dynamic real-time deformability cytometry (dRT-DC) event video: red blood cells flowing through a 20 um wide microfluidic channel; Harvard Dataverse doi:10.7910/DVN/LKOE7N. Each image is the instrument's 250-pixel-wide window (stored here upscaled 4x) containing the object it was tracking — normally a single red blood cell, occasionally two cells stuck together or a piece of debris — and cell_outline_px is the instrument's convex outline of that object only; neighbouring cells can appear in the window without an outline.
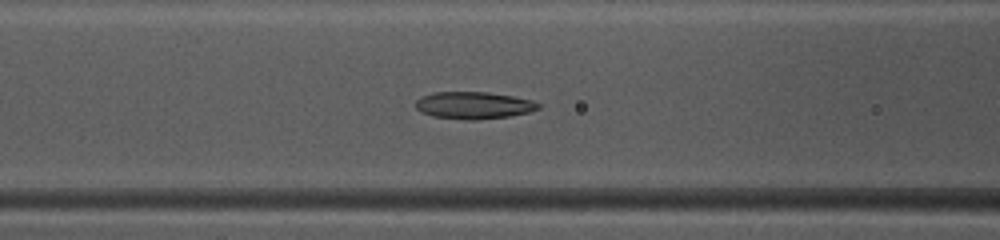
{"species": "common noctule bat (a hibernating species)", "species_latin": "Nyctalus noctula", "temperature_condition": "warm", "stored_images_in_passage": 38, "camera_frame_rate_fps": 3000, "um_per_image_px": 0.085, "animal": {"sex": "female", "body_mass_g": 10.0, "forearm_length_mm": 53.1}, "frame": {"image": 1, "passage_image": 11, "time_ms": 3.333, "image_size_px": [1000, 240], "cell_outline_px": [[540, 108], [528, 112], [508, 116], [476, 120], [468, 120], [432, 116], [420, 112], [416, 108], [416, 100], [420, 96], [432, 92], [488, 92], [512, 96], [532, 100], [540, 104]], "centroid_in_image_um": [40.22, 8.95], "position_along_channel_um": 126.4, "area_um2": 19.42}}
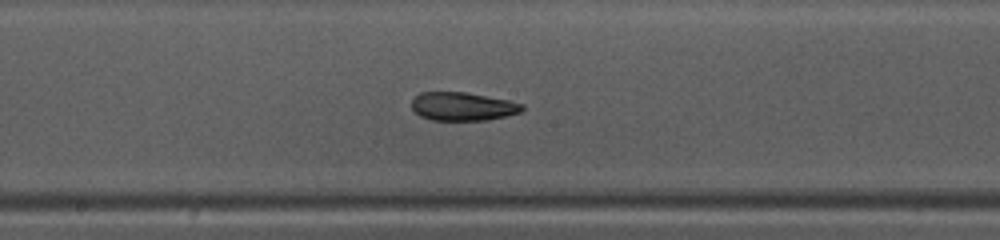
{"frame": {"image": 2, "passage_image": 17, "time_ms": 5.333, "image_size_px": [1000, 240], "cell_outline_px": [[524, 108], [520, 112], [508, 116], [488, 120], [428, 120], [420, 116], [412, 108], [412, 100], [420, 92], [464, 92], [508, 100], [524, 104]], "centroid_in_image_um": [39.33, 9.05], "position_along_channel_um": 208.9, "area_um2": 18.32}}
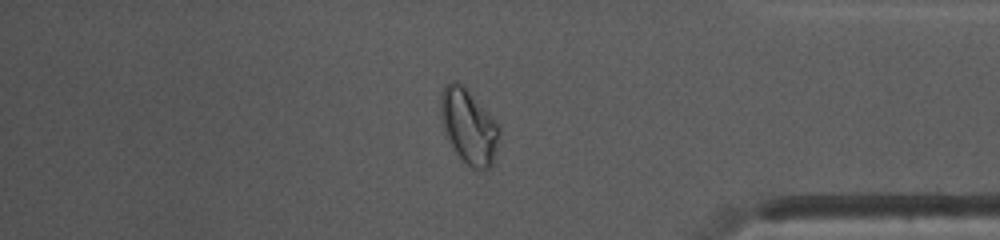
{"frame": {"image": 3, "passage_image": 32, "time_ms": 10.333, "image_size_px": [1000, 240], "cell_outline_px": [[500, 132], [496, 152], [492, 164], [488, 168], [480, 172], [472, 168], [456, 152], [448, 140], [444, 132], [440, 120], [440, 96], [444, 84], [452, 80], [456, 80], [464, 84], [500, 128]], "centroid_in_image_um": [39.81, 10.71], "position_along_channel_um": 395.4, "area_um2": 25.66}}